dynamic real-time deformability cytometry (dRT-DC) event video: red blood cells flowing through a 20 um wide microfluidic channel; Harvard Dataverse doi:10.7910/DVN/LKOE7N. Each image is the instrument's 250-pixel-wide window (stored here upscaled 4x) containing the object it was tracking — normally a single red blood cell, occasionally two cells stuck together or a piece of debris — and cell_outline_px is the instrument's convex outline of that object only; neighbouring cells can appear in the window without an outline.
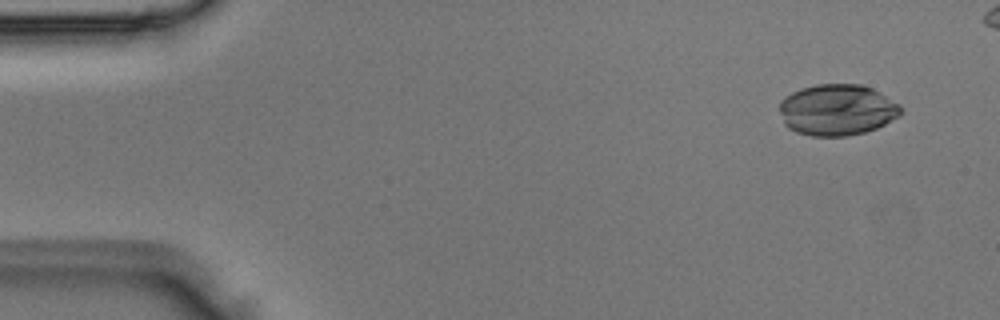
{"species": "Egyptian fruit bat (a non-hibernating species)", "species_latin": "Rousettus aegyptiacus", "temperature_condition": "room temperature", "stored_images_in_passage": 5, "camera_frame_rate_fps": 3000, "um_per_image_px": 0.085, "animal": {"sex": "male"}, "frame": {"image": 1, "passage_image": 1, "time_ms": 0.0, "image_size_px": [1000, 320], "cell_outline_px": [[904, 112], [900, 116], [876, 128], [864, 132], [848, 136], [812, 136], [796, 132], [788, 128], [784, 124], [780, 112], [780, 100], [784, 96], [800, 88], [816, 84], [860, 84], [872, 88], [900, 104]], "centroid_in_image_um": [71.15, 9.33], "position_along_channel_um": 13.8, "area_um2": 36.53}}